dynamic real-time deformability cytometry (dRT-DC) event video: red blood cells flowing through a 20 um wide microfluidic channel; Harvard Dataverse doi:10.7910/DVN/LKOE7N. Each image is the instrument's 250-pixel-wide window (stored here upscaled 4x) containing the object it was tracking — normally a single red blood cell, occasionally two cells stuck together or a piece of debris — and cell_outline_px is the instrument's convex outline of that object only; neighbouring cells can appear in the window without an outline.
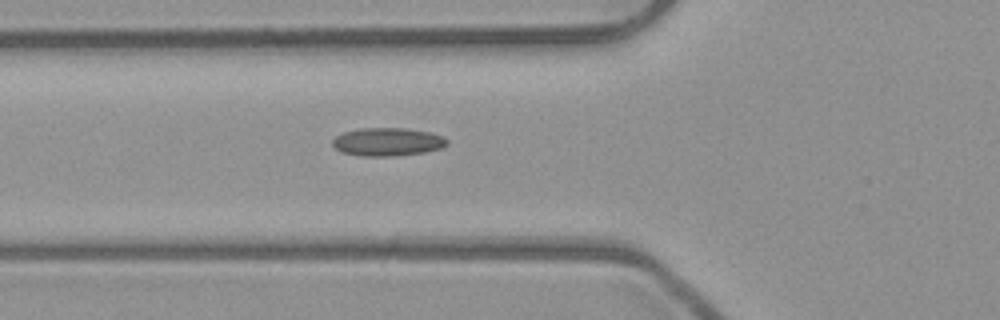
{"species": "common noctule bat (a hibernating species)", "species_latin": "Nyctalus noctula", "temperature_condition": "room temperature", "stored_images_in_passage": 7, "camera_frame_rate_fps": 3000, "um_per_image_px": 0.085, "animal": {"sex": "male", "body_mass_g": 23.1, "forearm_length_mm": 52.7}, "frame": {"image": 1, "passage_image": 4, "time_ms": 1.0, "image_size_px": [1000, 320], "cell_outline_px": [[448, 144], [440, 148], [424, 152], [392, 156], [360, 156], [340, 152], [332, 144], [332, 140], [336, 136], [344, 132], [360, 128], [408, 128], [428, 132], [444, 136], [448, 140]], "centroid_in_image_um": [32.93, 12.05], "position_along_channel_um": 92.9, "area_um2": 18.84}}